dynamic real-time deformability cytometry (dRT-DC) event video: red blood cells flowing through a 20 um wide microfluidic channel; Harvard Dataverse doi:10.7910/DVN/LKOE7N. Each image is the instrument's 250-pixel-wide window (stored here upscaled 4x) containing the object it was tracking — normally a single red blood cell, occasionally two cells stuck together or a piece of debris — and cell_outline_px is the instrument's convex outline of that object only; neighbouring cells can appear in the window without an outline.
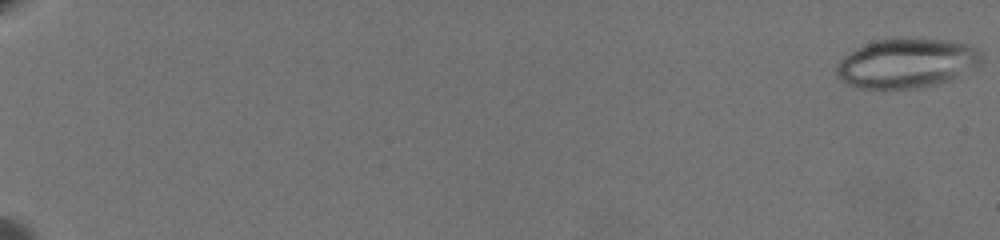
{"species": "common noctule bat (a hibernating species)", "species_latin": "Nyctalus noctula", "temperature_condition": "warm", "stored_images_in_passage": 66, "camera_frame_rate_fps": 3000, "um_per_image_px": 0.085, "animal": {"sex": "female", "body_mass_g": 19.5, "forearm_length_mm": 54.1}, "frame": {"image": 1, "passage_image": 1, "time_ms": 0.0, "image_size_px": [1000, 240], "cell_outline_px": [[984, 60], [980, 68], [948, 80], [932, 84], [912, 88], [864, 88], [848, 84], [840, 80], [836, 76], [836, 68], [840, 60], [844, 56], [856, 48], [876, 40], [896, 36], [948, 40], [968, 44], [980, 48]], "centroid_in_image_um": [77.14, 5.33], "position_along_channel_um": 7.9, "area_um2": 42.54}}
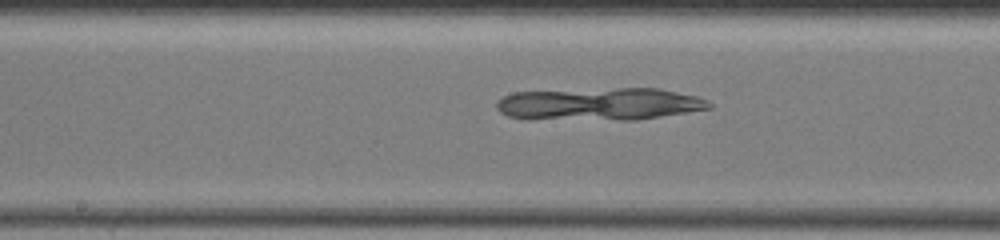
{"frame": {"image": 2, "passage_image": 39, "time_ms": 12.667, "image_size_px": [1000, 240], "cell_outline_px": [[712, 108], [636, 120], [620, 120], [508, 116], [500, 112], [496, 108], [496, 104], [504, 96], [512, 92], [616, 88], [660, 88], [696, 96], [708, 100], [712, 104]], "centroid_in_image_um": [51.06, 8.82], "position_along_channel_um": 197.1, "area_um2": 39.54}}
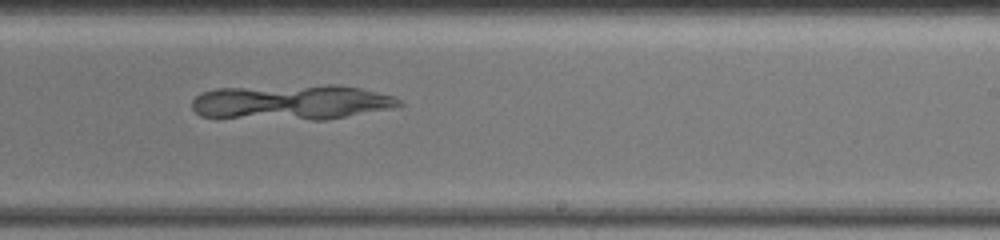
{"frame": {"image": 3, "passage_image": 45, "time_ms": 14.667, "image_size_px": [1000, 240], "cell_outline_px": [[404, 104], [388, 108], [328, 120], [216, 120], [200, 116], [192, 108], [192, 100], [196, 96], [204, 92], [216, 88], [324, 84], [340, 84], [360, 88], [392, 96], [400, 100]], "centroid_in_image_um": [24.64, 8.72], "position_along_channel_um": 264.4, "area_um2": 43.7}}